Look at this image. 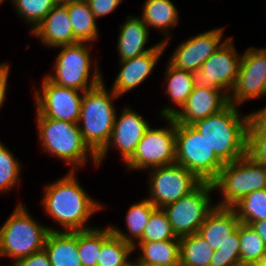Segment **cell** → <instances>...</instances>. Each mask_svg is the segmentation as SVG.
I'll list each match as a JSON object with an SVG mask.
<instances>
[{
	"label": "cell",
	"mask_w": 266,
	"mask_h": 266,
	"mask_svg": "<svg viewBox=\"0 0 266 266\" xmlns=\"http://www.w3.org/2000/svg\"><path fill=\"white\" fill-rule=\"evenodd\" d=\"M74 168L64 178L45 188L44 209L65 227V232L84 231V223L101 207L80 187L74 177Z\"/></svg>",
	"instance_id": "1"
},
{
	"label": "cell",
	"mask_w": 266,
	"mask_h": 266,
	"mask_svg": "<svg viewBox=\"0 0 266 266\" xmlns=\"http://www.w3.org/2000/svg\"><path fill=\"white\" fill-rule=\"evenodd\" d=\"M238 114L236 106L229 104L219 113L192 124L224 164L247 154L249 116L242 119Z\"/></svg>",
	"instance_id": "2"
},
{
	"label": "cell",
	"mask_w": 266,
	"mask_h": 266,
	"mask_svg": "<svg viewBox=\"0 0 266 266\" xmlns=\"http://www.w3.org/2000/svg\"><path fill=\"white\" fill-rule=\"evenodd\" d=\"M79 122L82 137L89 148L98 155L107 145L112 134L116 113L112 100L118 97L113 91L111 96L105 90L104 82L84 91L82 94Z\"/></svg>",
	"instance_id": "3"
},
{
	"label": "cell",
	"mask_w": 266,
	"mask_h": 266,
	"mask_svg": "<svg viewBox=\"0 0 266 266\" xmlns=\"http://www.w3.org/2000/svg\"><path fill=\"white\" fill-rule=\"evenodd\" d=\"M37 116L41 145L47 152L66 160L68 164L81 166L89 150L95 165H98L97 155L85 143L79 124L46 118L38 112Z\"/></svg>",
	"instance_id": "4"
},
{
	"label": "cell",
	"mask_w": 266,
	"mask_h": 266,
	"mask_svg": "<svg viewBox=\"0 0 266 266\" xmlns=\"http://www.w3.org/2000/svg\"><path fill=\"white\" fill-rule=\"evenodd\" d=\"M176 163L201 182H212L225 165L192 125L176 122Z\"/></svg>",
	"instance_id": "5"
},
{
	"label": "cell",
	"mask_w": 266,
	"mask_h": 266,
	"mask_svg": "<svg viewBox=\"0 0 266 266\" xmlns=\"http://www.w3.org/2000/svg\"><path fill=\"white\" fill-rule=\"evenodd\" d=\"M21 206L0 228V255H8L15 261L44 249L50 227L40 226Z\"/></svg>",
	"instance_id": "6"
},
{
	"label": "cell",
	"mask_w": 266,
	"mask_h": 266,
	"mask_svg": "<svg viewBox=\"0 0 266 266\" xmlns=\"http://www.w3.org/2000/svg\"><path fill=\"white\" fill-rule=\"evenodd\" d=\"M211 183L214 189L220 188L224 196L218 207L231 208L252 191L266 189V166L246 154L226 163Z\"/></svg>",
	"instance_id": "7"
},
{
	"label": "cell",
	"mask_w": 266,
	"mask_h": 266,
	"mask_svg": "<svg viewBox=\"0 0 266 266\" xmlns=\"http://www.w3.org/2000/svg\"><path fill=\"white\" fill-rule=\"evenodd\" d=\"M210 190H214L212 183L201 182L189 194L162 208L176 237L198 232L207 215L214 209L210 207Z\"/></svg>",
	"instance_id": "8"
},
{
	"label": "cell",
	"mask_w": 266,
	"mask_h": 266,
	"mask_svg": "<svg viewBox=\"0 0 266 266\" xmlns=\"http://www.w3.org/2000/svg\"><path fill=\"white\" fill-rule=\"evenodd\" d=\"M59 47L63 48L55 63V74L46 77L49 81L61 87L81 90L80 92L90 90L103 82L98 69H95L94 77L89 86L87 85L90 56L89 48L84 46L82 42Z\"/></svg>",
	"instance_id": "9"
},
{
	"label": "cell",
	"mask_w": 266,
	"mask_h": 266,
	"mask_svg": "<svg viewBox=\"0 0 266 266\" xmlns=\"http://www.w3.org/2000/svg\"><path fill=\"white\" fill-rule=\"evenodd\" d=\"M169 120V129L146 130L138 143L133 156L126 162L129 168L141 169L152 166L153 168L168 166L176 163V121Z\"/></svg>",
	"instance_id": "10"
},
{
	"label": "cell",
	"mask_w": 266,
	"mask_h": 266,
	"mask_svg": "<svg viewBox=\"0 0 266 266\" xmlns=\"http://www.w3.org/2000/svg\"><path fill=\"white\" fill-rule=\"evenodd\" d=\"M241 59L237 56L229 38L212 54L199 70L191 72L194 87L214 88L222 91L233 89L240 69Z\"/></svg>",
	"instance_id": "11"
},
{
	"label": "cell",
	"mask_w": 266,
	"mask_h": 266,
	"mask_svg": "<svg viewBox=\"0 0 266 266\" xmlns=\"http://www.w3.org/2000/svg\"><path fill=\"white\" fill-rule=\"evenodd\" d=\"M151 199L156 208L174 203L193 191L201 181L188 169L177 163L157 167L151 173Z\"/></svg>",
	"instance_id": "12"
},
{
	"label": "cell",
	"mask_w": 266,
	"mask_h": 266,
	"mask_svg": "<svg viewBox=\"0 0 266 266\" xmlns=\"http://www.w3.org/2000/svg\"><path fill=\"white\" fill-rule=\"evenodd\" d=\"M42 88V95H35L37 112L46 118L78 124L82 104L79 90L58 86L47 78Z\"/></svg>",
	"instance_id": "13"
},
{
	"label": "cell",
	"mask_w": 266,
	"mask_h": 266,
	"mask_svg": "<svg viewBox=\"0 0 266 266\" xmlns=\"http://www.w3.org/2000/svg\"><path fill=\"white\" fill-rule=\"evenodd\" d=\"M214 88L194 87L182 111L164 108L162 116L172 117L177 123L192 125L210 115L219 113L229 105V95ZM223 93V94H222Z\"/></svg>",
	"instance_id": "14"
},
{
	"label": "cell",
	"mask_w": 266,
	"mask_h": 266,
	"mask_svg": "<svg viewBox=\"0 0 266 266\" xmlns=\"http://www.w3.org/2000/svg\"><path fill=\"white\" fill-rule=\"evenodd\" d=\"M229 96V104H240L247 99L266 95V59L258 49L248 48L241 57V64ZM234 96V97H232Z\"/></svg>",
	"instance_id": "15"
},
{
	"label": "cell",
	"mask_w": 266,
	"mask_h": 266,
	"mask_svg": "<svg viewBox=\"0 0 266 266\" xmlns=\"http://www.w3.org/2000/svg\"><path fill=\"white\" fill-rule=\"evenodd\" d=\"M222 29H214L185 41L175 50L169 63L176 69L195 71L221 46Z\"/></svg>",
	"instance_id": "16"
},
{
	"label": "cell",
	"mask_w": 266,
	"mask_h": 266,
	"mask_svg": "<svg viewBox=\"0 0 266 266\" xmlns=\"http://www.w3.org/2000/svg\"><path fill=\"white\" fill-rule=\"evenodd\" d=\"M115 118L112 134L108 145L97 155L98 165L106 155L110 143L116 145L123 155V159L127 162L134 154L138 143L141 141L146 130L150 127L148 123L139 114L124 109L119 120ZM112 141V142H111Z\"/></svg>",
	"instance_id": "17"
},
{
	"label": "cell",
	"mask_w": 266,
	"mask_h": 266,
	"mask_svg": "<svg viewBox=\"0 0 266 266\" xmlns=\"http://www.w3.org/2000/svg\"><path fill=\"white\" fill-rule=\"evenodd\" d=\"M31 33L49 46L59 47L79 42L73 34L67 0H60Z\"/></svg>",
	"instance_id": "18"
},
{
	"label": "cell",
	"mask_w": 266,
	"mask_h": 266,
	"mask_svg": "<svg viewBox=\"0 0 266 266\" xmlns=\"http://www.w3.org/2000/svg\"><path fill=\"white\" fill-rule=\"evenodd\" d=\"M167 42L168 40L166 39L157 44L156 48L150 52L121 61V64L124 66L115 80L112 91L119 96L144 81L156 65V62L163 53Z\"/></svg>",
	"instance_id": "19"
},
{
	"label": "cell",
	"mask_w": 266,
	"mask_h": 266,
	"mask_svg": "<svg viewBox=\"0 0 266 266\" xmlns=\"http://www.w3.org/2000/svg\"><path fill=\"white\" fill-rule=\"evenodd\" d=\"M240 221L230 207H216L207 215L198 233L216 251L225 245Z\"/></svg>",
	"instance_id": "20"
},
{
	"label": "cell",
	"mask_w": 266,
	"mask_h": 266,
	"mask_svg": "<svg viewBox=\"0 0 266 266\" xmlns=\"http://www.w3.org/2000/svg\"><path fill=\"white\" fill-rule=\"evenodd\" d=\"M44 249L51 266H82L77 244V231H49Z\"/></svg>",
	"instance_id": "21"
},
{
	"label": "cell",
	"mask_w": 266,
	"mask_h": 266,
	"mask_svg": "<svg viewBox=\"0 0 266 266\" xmlns=\"http://www.w3.org/2000/svg\"><path fill=\"white\" fill-rule=\"evenodd\" d=\"M148 27L142 19L130 18L121 28L118 39V50L121 61L143 55L156 48V45L149 49H144L148 39Z\"/></svg>",
	"instance_id": "22"
},
{
	"label": "cell",
	"mask_w": 266,
	"mask_h": 266,
	"mask_svg": "<svg viewBox=\"0 0 266 266\" xmlns=\"http://www.w3.org/2000/svg\"><path fill=\"white\" fill-rule=\"evenodd\" d=\"M111 230L113 234L101 246L97 266H130L127 257L136 248L133 238L114 227Z\"/></svg>",
	"instance_id": "23"
},
{
	"label": "cell",
	"mask_w": 266,
	"mask_h": 266,
	"mask_svg": "<svg viewBox=\"0 0 266 266\" xmlns=\"http://www.w3.org/2000/svg\"><path fill=\"white\" fill-rule=\"evenodd\" d=\"M68 14L71 20L74 37L79 42L97 38L96 17L85 0H67Z\"/></svg>",
	"instance_id": "24"
},
{
	"label": "cell",
	"mask_w": 266,
	"mask_h": 266,
	"mask_svg": "<svg viewBox=\"0 0 266 266\" xmlns=\"http://www.w3.org/2000/svg\"><path fill=\"white\" fill-rule=\"evenodd\" d=\"M179 266H209L214 250L197 233L179 238Z\"/></svg>",
	"instance_id": "25"
},
{
	"label": "cell",
	"mask_w": 266,
	"mask_h": 266,
	"mask_svg": "<svg viewBox=\"0 0 266 266\" xmlns=\"http://www.w3.org/2000/svg\"><path fill=\"white\" fill-rule=\"evenodd\" d=\"M142 256L138 261L162 266H179V240L139 242Z\"/></svg>",
	"instance_id": "26"
},
{
	"label": "cell",
	"mask_w": 266,
	"mask_h": 266,
	"mask_svg": "<svg viewBox=\"0 0 266 266\" xmlns=\"http://www.w3.org/2000/svg\"><path fill=\"white\" fill-rule=\"evenodd\" d=\"M112 234L111 227L77 231L78 254L82 266H97L101 246Z\"/></svg>",
	"instance_id": "27"
},
{
	"label": "cell",
	"mask_w": 266,
	"mask_h": 266,
	"mask_svg": "<svg viewBox=\"0 0 266 266\" xmlns=\"http://www.w3.org/2000/svg\"><path fill=\"white\" fill-rule=\"evenodd\" d=\"M142 20L148 26L166 29L178 22V12L170 0H147Z\"/></svg>",
	"instance_id": "28"
},
{
	"label": "cell",
	"mask_w": 266,
	"mask_h": 266,
	"mask_svg": "<svg viewBox=\"0 0 266 266\" xmlns=\"http://www.w3.org/2000/svg\"><path fill=\"white\" fill-rule=\"evenodd\" d=\"M231 208L241 223L250 225L258 220H266V189L252 191Z\"/></svg>",
	"instance_id": "29"
},
{
	"label": "cell",
	"mask_w": 266,
	"mask_h": 266,
	"mask_svg": "<svg viewBox=\"0 0 266 266\" xmlns=\"http://www.w3.org/2000/svg\"><path fill=\"white\" fill-rule=\"evenodd\" d=\"M239 239L241 264H259L266 244L251 225L239 223Z\"/></svg>",
	"instance_id": "30"
},
{
	"label": "cell",
	"mask_w": 266,
	"mask_h": 266,
	"mask_svg": "<svg viewBox=\"0 0 266 266\" xmlns=\"http://www.w3.org/2000/svg\"><path fill=\"white\" fill-rule=\"evenodd\" d=\"M166 76L169 81L168 95L182 108L194 88L191 72L176 69L169 63Z\"/></svg>",
	"instance_id": "31"
},
{
	"label": "cell",
	"mask_w": 266,
	"mask_h": 266,
	"mask_svg": "<svg viewBox=\"0 0 266 266\" xmlns=\"http://www.w3.org/2000/svg\"><path fill=\"white\" fill-rule=\"evenodd\" d=\"M165 240H179L174 234L171 223L162 208H156L144 228L139 242H158Z\"/></svg>",
	"instance_id": "32"
},
{
	"label": "cell",
	"mask_w": 266,
	"mask_h": 266,
	"mask_svg": "<svg viewBox=\"0 0 266 266\" xmlns=\"http://www.w3.org/2000/svg\"><path fill=\"white\" fill-rule=\"evenodd\" d=\"M59 1L60 0H13L18 13L35 25L32 31L42 22Z\"/></svg>",
	"instance_id": "33"
},
{
	"label": "cell",
	"mask_w": 266,
	"mask_h": 266,
	"mask_svg": "<svg viewBox=\"0 0 266 266\" xmlns=\"http://www.w3.org/2000/svg\"><path fill=\"white\" fill-rule=\"evenodd\" d=\"M156 207L148 200H143L140 203L134 204L128 210L126 221L132 237L142 238L144 228L148 224L151 213Z\"/></svg>",
	"instance_id": "34"
},
{
	"label": "cell",
	"mask_w": 266,
	"mask_h": 266,
	"mask_svg": "<svg viewBox=\"0 0 266 266\" xmlns=\"http://www.w3.org/2000/svg\"><path fill=\"white\" fill-rule=\"evenodd\" d=\"M240 261V239L238 228L229 237L228 242L214 251L209 266H238Z\"/></svg>",
	"instance_id": "35"
},
{
	"label": "cell",
	"mask_w": 266,
	"mask_h": 266,
	"mask_svg": "<svg viewBox=\"0 0 266 266\" xmlns=\"http://www.w3.org/2000/svg\"><path fill=\"white\" fill-rule=\"evenodd\" d=\"M19 166L17 159L0 143V191H7L17 183Z\"/></svg>",
	"instance_id": "36"
},
{
	"label": "cell",
	"mask_w": 266,
	"mask_h": 266,
	"mask_svg": "<svg viewBox=\"0 0 266 266\" xmlns=\"http://www.w3.org/2000/svg\"><path fill=\"white\" fill-rule=\"evenodd\" d=\"M248 116L247 137H266V107Z\"/></svg>",
	"instance_id": "37"
},
{
	"label": "cell",
	"mask_w": 266,
	"mask_h": 266,
	"mask_svg": "<svg viewBox=\"0 0 266 266\" xmlns=\"http://www.w3.org/2000/svg\"><path fill=\"white\" fill-rule=\"evenodd\" d=\"M247 155L266 166V137H247Z\"/></svg>",
	"instance_id": "38"
},
{
	"label": "cell",
	"mask_w": 266,
	"mask_h": 266,
	"mask_svg": "<svg viewBox=\"0 0 266 266\" xmlns=\"http://www.w3.org/2000/svg\"><path fill=\"white\" fill-rule=\"evenodd\" d=\"M13 266H51V264L47 252L45 249H42L29 256L16 260Z\"/></svg>",
	"instance_id": "39"
},
{
	"label": "cell",
	"mask_w": 266,
	"mask_h": 266,
	"mask_svg": "<svg viewBox=\"0 0 266 266\" xmlns=\"http://www.w3.org/2000/svg\"><path fill=\"white\" fill-rule=\"evenodd\" d=\"M96 18L109 14L121 0H85Z\"/></svg>",
	"instance_id": "40"
},
{
	"label": "cell",
	"mask_w": 266,
	"mask_h": 266,
	"mask_svg": "<svg viewBox=\"0 0 266 266\" xmlns=\"http://www.w3.org/2000/svg\"><path fill=\"white\" fill-rule=\"evenodd\" d=\"M9 72V66L6 64L0 65V107L3 104L6 94V84H7V76Z\"/></svg>",
	"instance_id": "41"
},
{
	"label": "cell",
	"mask_w": 266,
	"mask_h": 266,
	"mask_svg": "<svg viewBox=\"0 0 266 266\" xmlns=\"http://www.w3.org/2000/svg\"><path fill=\"white\" fill-rule=\"evenodd\" d=\"M250 225L266 244V220H258L252 222Z\"/></svg>",
	"instance_id": "42"
},
{
	"label": "cell",
	"mask_w": 266,
	"mask_h": 266,
	"mask_svg": "<svg viewBox=\"0 0 266 266\" xmlns=\"http://www.w3.org/2000/svg\"><path fill=\"white\" fill-rule=\"evenodd\" d=\"M130 266H162V265H154V264H148L142 261H137V263H131Z\"/></svg>",
	"instance_id": "43"
},
{
	"label": "cell",
	"mask_w": 266,
	"mask_h": 266,
	"mask_svg": "<svg viewBox=\"0 0 266 266\" xmlns=\"http://www.w3.org/2000/svg\"><path fill=\"white\" fill-rule=\"evenodd\" d=\"M261 266H266V250H265V252H264V254H263V256H262V259H261V261H260V263H259Z\"/></svg>",
	"instance_id": "44"
},
{
	"label": "cell",
	"mask_w": 266,
	"mask_h": 266,
	"mask_svg": "<svg viewBox=\"0 0 266 266\" xmlns=\"http://www.w3.org/2000/svg\"><path fill=\"white\" fill-rule=\"evenodd\" d=\"M238 266H261L260 264H239Z\"/></svg>",
	"instance_id": "45"
},
{
	"label": "cell",
	"mask_w": 266,
	"mask_h": 266,
	"mask_svg": "<svg viewBox=\"0 0 266 266\" xmlns=\"http://www.w3.org/2000/svg\"><path fill=\"white\" fill-rule=\"evenodd\" d=\"M261 53H262V55L265 57V59H266V49H264V48H262V49H258Z\"/></svg>",
	"instance_id": "46"
}]
</instances>
